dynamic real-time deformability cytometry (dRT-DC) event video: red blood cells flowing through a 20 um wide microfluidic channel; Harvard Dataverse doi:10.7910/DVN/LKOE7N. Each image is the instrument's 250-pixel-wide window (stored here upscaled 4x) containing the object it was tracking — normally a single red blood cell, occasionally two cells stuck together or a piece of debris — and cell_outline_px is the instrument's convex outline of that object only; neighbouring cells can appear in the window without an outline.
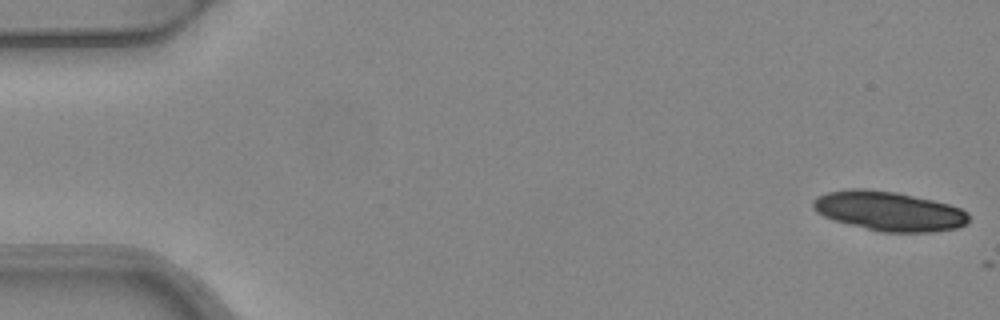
{"species": "common noctule bat (a hibernating species)", "species_latin": "Nyctalus noctula", "temperature_condition": "warm", "stored_images_in_passage": 3, "camera_frame_rate_fps": 3000, "um_per_image_px": 0.085, "animal": {"sex": "female", "body_mass_g": 24.6, "forearm_length_mm": 56.2}, "frame": {"image": 1, "passage_image": 1, "time_ms": 0.0, "image_size_px": [1000, 320], "cell_outline_px": [[968, 224], [956, 228], [932, 232], [884, 232], [836, 220], [824, 216], [816, 212], [812, 208], [812, 200], [816, 196], [828, 192], [848, 188], [864, 188], [896, 192], [932, 200], [948, 204], [960, 208], [968, 212]], "centroid_in_image_um": [75.55, 17.93], "position_along_channel_um": 9.4, "area_um2": 35.66}}